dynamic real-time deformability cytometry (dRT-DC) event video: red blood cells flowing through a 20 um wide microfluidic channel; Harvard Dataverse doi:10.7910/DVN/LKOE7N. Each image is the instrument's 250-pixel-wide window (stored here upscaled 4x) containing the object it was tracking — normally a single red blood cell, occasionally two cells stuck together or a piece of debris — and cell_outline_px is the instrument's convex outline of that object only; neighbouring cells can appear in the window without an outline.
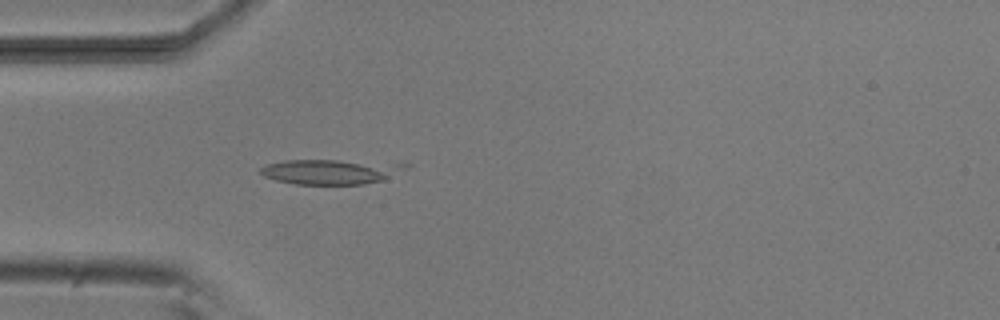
{"species": "common noctule bat (a hibernating species)", "species_latin": "Nyctalus noctula", "temperature_condition": "room temperature", "stored_images_in_passage": 5, "camera_frame_rate_fps": 3000, "um_per_image_px": 0.085, "animal": {"sex": "male", "body_mass_g": 20.5, "forearm_length_mm": 52.5}, "frame": {"image": 1, "passage_image": 5, "time_ms": 4.667, "image_size_px": [1000, 320], "cell_outline_px": [[412, 164], [408, 168], [384, 180], [364, 184], [296, 184], [276, 180], [264, 176], [260, 172], [260, 168], [268, 164], [284, 160], [336, 160]], "centroid_in_image_um": [28.14, 14.59], "position_along_channel_um": 56.9, "area_um2": 21.04}}